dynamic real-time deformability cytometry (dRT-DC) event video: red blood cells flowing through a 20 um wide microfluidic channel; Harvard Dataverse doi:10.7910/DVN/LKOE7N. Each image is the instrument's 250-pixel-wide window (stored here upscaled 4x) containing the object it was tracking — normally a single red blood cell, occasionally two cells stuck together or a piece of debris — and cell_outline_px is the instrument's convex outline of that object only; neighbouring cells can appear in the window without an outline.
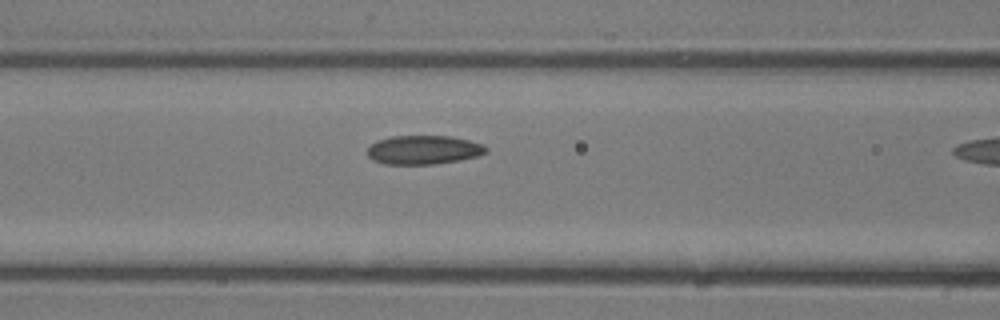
{"species": "common noctule bat (a hibernating species)", "species_latin": "Nyctalus noctula", "temperature_condition": "room temperature", "stored_images_in_passage": 7, "camera_frame_rate_fps": 3000, "um_per_image_px": 0.085, "animal": {"sex": "male", "body_mass_g": 13.3}, "frame": {"image": 1, "passage_image": 6, "time_ms": 1.667, "image_size_px": [1000, 320], "cell_outline_px": [[488, 152], [476, 156], [460, 160], [436, 164], [384, 164], [372, 160], [368, 156], [368, 148], [376, 140], [392, 136], [452, 136], [484, 144], [488, 148]], "centroid_in_image_um": [36.01, 12.74], "position_along_channel_um": 130.6, "area_um2": 20.11}}